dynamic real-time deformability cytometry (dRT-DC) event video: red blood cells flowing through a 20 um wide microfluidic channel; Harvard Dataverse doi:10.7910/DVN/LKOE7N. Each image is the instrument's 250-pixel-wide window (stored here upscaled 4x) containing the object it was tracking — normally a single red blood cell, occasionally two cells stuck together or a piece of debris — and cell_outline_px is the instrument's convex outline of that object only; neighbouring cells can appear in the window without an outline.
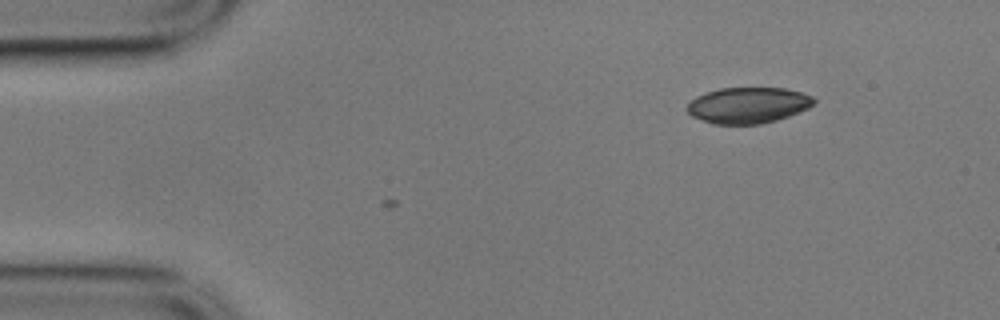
{"species": "common noctule bat (a hibernating species)", "species_latin": "Nyctalus noctula", "temperature_condition": "cold", "stored_images_in_passage": 3, "camera_frame_rate_fps": 3000, "um_per_image_px": 0.085, "animal": {"sex": "male", "body_mass_g": 17.9}, "frame": {"image": 1, "passage_image": 3, "time_ms": 0.667, "image_size_px": [1000, 320], "cell_outline_px": [[816, 100], [808, 108], [788, 116], [776, 120], [760, 124], [712, 124], [692, 116], [684, 108], [696, 96], [720, 88], [784, 88], [800, 92], [812, 96]], "centroid_in_image_um": [63.56, 8.95], "position_along_channel_um": 21.4, "area_um2": 26.47}}